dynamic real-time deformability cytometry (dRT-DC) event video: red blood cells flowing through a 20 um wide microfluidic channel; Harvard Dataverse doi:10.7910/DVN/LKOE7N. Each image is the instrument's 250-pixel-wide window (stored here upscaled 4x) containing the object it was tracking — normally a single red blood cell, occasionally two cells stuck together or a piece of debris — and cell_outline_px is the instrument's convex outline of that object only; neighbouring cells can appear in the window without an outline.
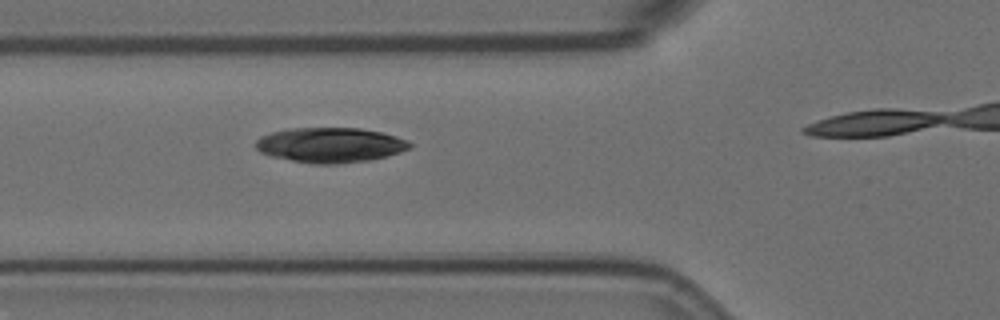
{"species": "Egyptian fruit bat (a non-hibernating species)", "species_latin": "Rousettus aegyptiacus", "temperature_condition": "room temperature", "stored_images_in_passage": 4, "camera_frame_rate_fps": 3000, "um_per_image_px": 0.085, "animal": {"sex": "female"}, "frame": {"image": 1, "passage_image": 3, "time_ms": 0.667, "image_size_px": [1000, 320], "cell_outline_px": [[412, 148], [388, 156], [368, 160], [336, 164], [312, 164], [272, 156], [260, 152], [256, 148], [256, 140], [260, 136], [272, 132], [288, 128], [360, 128], [380, 132], [396, 136], [408, 140], [412, 144]], "centroid_in_image_um": [28.09, 12.32], "position_along_channel_um": 97.7, "area_um2": 31.44}}